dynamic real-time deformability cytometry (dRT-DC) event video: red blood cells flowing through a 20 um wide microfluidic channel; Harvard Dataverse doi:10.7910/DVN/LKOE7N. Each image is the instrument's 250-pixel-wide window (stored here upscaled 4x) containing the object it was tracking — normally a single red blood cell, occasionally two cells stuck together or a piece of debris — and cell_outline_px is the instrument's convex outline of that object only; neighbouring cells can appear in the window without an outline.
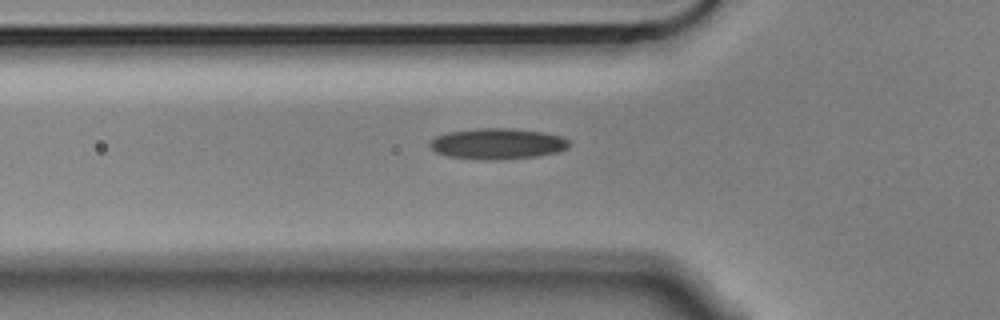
{"species": "Egyptian fruit bat (a non-hibernating species)", "species_latin": "Rousettus aegyptiacus", "temperature_condition": "cold", "stored_images_in_passage": 4, "camera_frame_rate_fps": 3000, "um_per_image_px": 0.085, "animal": {"sex": "male"}, "frame": {"image": 1, "passage_image": 4, "time_ms": 1.0, "image_size_px": [1000, 320], "cell_outline_px": [[568, 148], [556, 152], [536, 156], [492, 160], [484, 160], [448, 156], [436, 152], [428, 144], [436, 136], [448, 132], [476, 128], [508, 128], [544, 132], [560, 136], [568, 140]], "centroid_in_image_um": [42.26, 12.21], "position_along_channel_um": 83.5, "area_um2": 24.85}}